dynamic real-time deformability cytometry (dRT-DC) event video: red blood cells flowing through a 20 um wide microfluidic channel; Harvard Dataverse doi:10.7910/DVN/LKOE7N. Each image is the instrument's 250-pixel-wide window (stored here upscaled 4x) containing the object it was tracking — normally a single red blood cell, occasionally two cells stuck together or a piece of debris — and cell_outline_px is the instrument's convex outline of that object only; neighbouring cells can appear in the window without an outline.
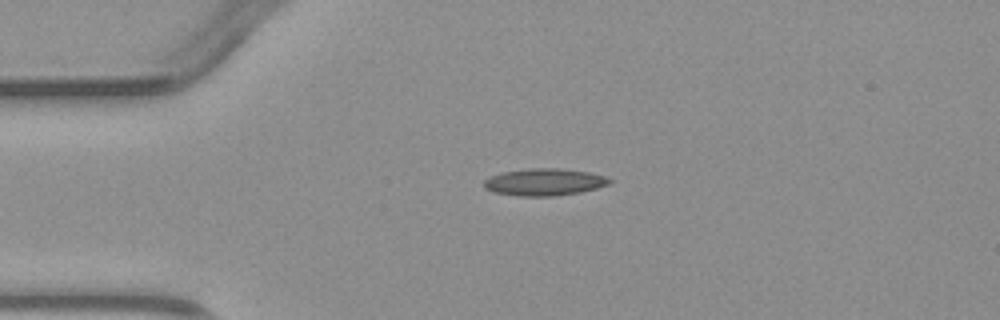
{"species": "common noctule bat (a hibernating species)", "species_latin": "Nyctalus noctula", "temperature_condition": "warm", "stored_images_in_passage": 3, "camera_frame_rate_fps": 3000, "um_per_image_px": 0.085, "animal": {"sex": "male", "body_mass_g": 23.1, "forearm_length_mm": 52.7}, "frame": {"image": 1, "passage_image": 3, "time_ms": 2.333, "image_size_px": [1000, 320], "cell_outline_px": [[612, 180], [608, 184], [596, 188], [580, 192], [552, 196], [520, 196], [492, 192], [484, 188], [484, 180], [492, 176], [504, 172], [532, 168], [560, 168], [588, 172], [604, 176]], "centroid_in_image_um": [46.25, 15.48], "position_along_channel_um": 38.7, "area_um2": 19.59}}